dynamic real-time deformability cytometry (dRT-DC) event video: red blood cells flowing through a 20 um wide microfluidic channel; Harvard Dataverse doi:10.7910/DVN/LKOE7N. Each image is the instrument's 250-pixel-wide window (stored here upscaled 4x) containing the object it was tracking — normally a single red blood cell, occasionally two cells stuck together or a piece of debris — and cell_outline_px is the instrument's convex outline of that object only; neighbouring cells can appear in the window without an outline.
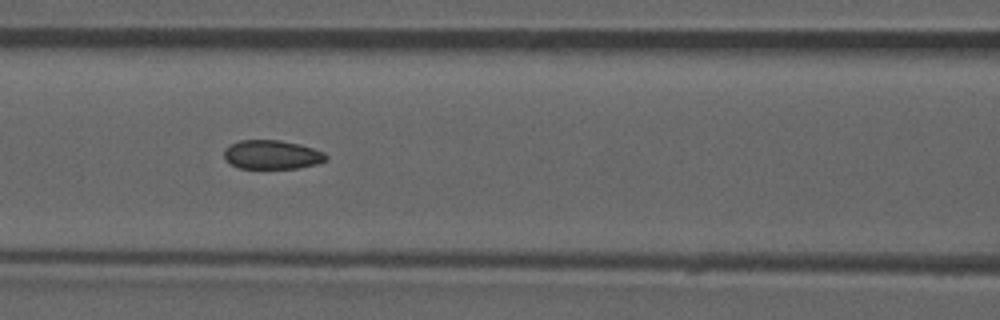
{"species": "common noctule bat (a hibernating species)", "species_latin": "Nyctalus noctula", "temperature_condition": "room temperature", "stored_images_in_passage": 53, "camera_frame_rate_fps": 3000, "um_per_image_px": 0.085, "animal": {"sex": "male", "forearm_length_mm": 52.5}, "frame": {"image": 1, "passage_image": 23, "time_ms": 7.333, "image_size_px": [1000, 320], "cell_outline_px": [[328, 160], [316, 164], [296, 168], [240, 168], [224, 160], [224, 148], [228, 144], [240, 140], [280, 140], [300, 144], [324, 152], [328, 156]], "centroid_in_image_um": [23.1, 13.14], "position_along_channel_um": 143.5, "area_um2": 17.34}, "authors_computed_cell_mechanics": {"area_um2": 17.918, "velocity_mm_per_s": 3.9252, "shape_relaxation_time_tau1_ms": null, "shape_relaxation_time_tau2_ms": 2.3079, "deformation_change_tau1": null, "deformation_change_tau2": 0.0688}}